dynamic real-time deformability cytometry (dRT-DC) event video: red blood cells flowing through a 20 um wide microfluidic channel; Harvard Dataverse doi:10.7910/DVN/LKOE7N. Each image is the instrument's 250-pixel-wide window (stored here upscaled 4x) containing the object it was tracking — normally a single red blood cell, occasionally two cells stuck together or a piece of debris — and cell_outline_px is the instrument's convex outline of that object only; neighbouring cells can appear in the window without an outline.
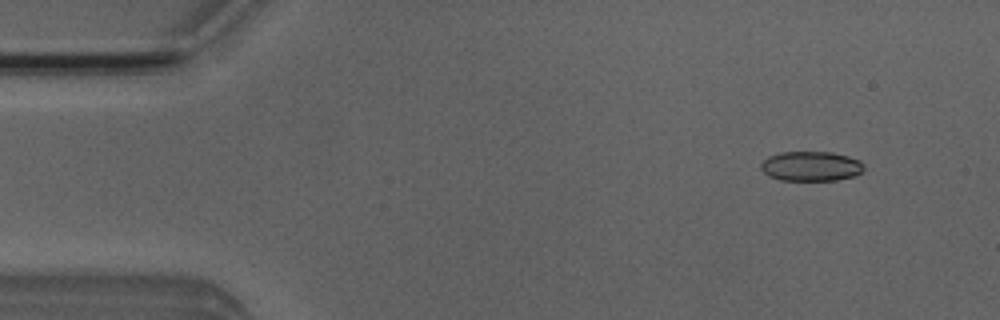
{"species": "Egyptian fruit bat (a non-hibernating species)", "species_latin": "Rousettus aegyptiacus", "temperature_condition": "room temperature", "stored_images_in_passage": 51, "camera_frame_rate_fps": 3000, "um_per_image_px": 0.085, "animal": {"sex": "male"}, "frame": {"image": 1, "passage_image": 5, "time_ms": 1.333, "image_size_px": [1000, 320], "cell_outline_px": [[864, 168], [856, 176], [836, 180], [780, 180], [768, 176], [760, 168], [760, 164], [768, 156], [780, 152], [832, 152], [848, 156], [860, 160], [864, 164]], "centroid_in_image_um": [68.93, 14.12], "position_along_channel_um": 16.1, "area_um2": 17.98}}
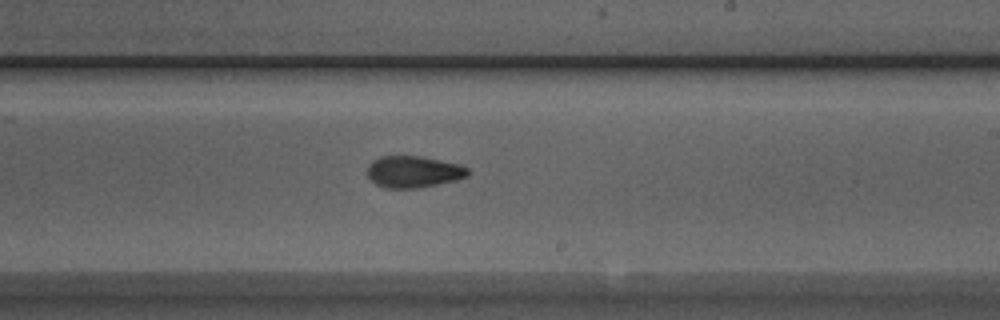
{"frame": {"image": 2, "passage_image": 30, "time_ms": 9.667, "image_size_px": [1000, 320], "cell_outline_px": [[468, 176], [456, 180], [416, 188], [384, 188], [376, 184], [368, 176], [368, 164], [372, 160], [380, 156], [420, 156], [460, 164], [468, 168]], "centroid_in_image_um": [35.13, 14.59], "position_along_channel_um": 253.9, "area_um2": 18.5}}
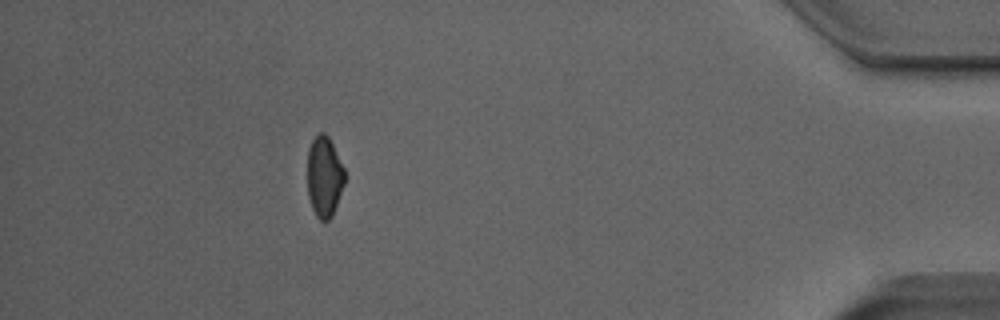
{"frame": {"image": 3, "passage_image": 46, "time_ms": 15.0, "image_size_px": [1000, 320], "cell_outline_px": [[344, 184], [332, 216], [328, 220], [320, 220], [316, 216], [312, 208], [308, 196], [308, 148], [312, 140], [320, 132], [324, 132], [328, 136], [344, 168]], "centroid_in_image_um": [27.55, 15.02], "position_along_channel_um": 407.6, "area_um2": 17.34}, "authors_computed_cell_mechanics": {"area_um2": 18.5538, "velocity_mm_per_s": 3.9848, "shape_relaxation_time_tau1_ms": 4.1017, "shape_relaxation_time_tau2_ms": 3.6864, "deformation_change_tau1": 0.1002, "deformation_change_tau2": 0.0848}}